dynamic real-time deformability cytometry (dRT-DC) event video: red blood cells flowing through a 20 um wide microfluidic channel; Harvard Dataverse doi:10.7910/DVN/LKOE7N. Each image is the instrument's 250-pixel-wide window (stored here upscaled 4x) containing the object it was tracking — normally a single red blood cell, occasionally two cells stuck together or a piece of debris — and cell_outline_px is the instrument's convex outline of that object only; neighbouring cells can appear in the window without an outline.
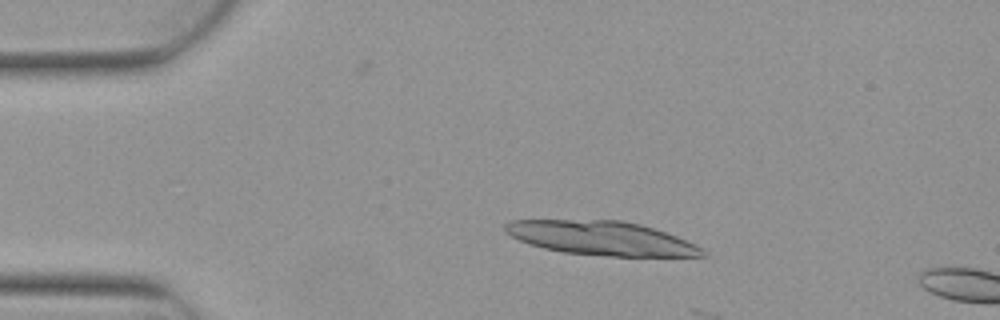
{"species": "Egyptian fruit bat (a non-hibernating species)", "species_latin": "Rousettus aegyptiacus", "temperature_condition": "warm", "stored_images_in_passage": 6, "camera_frame_rate_fps": 3000, "um_per_image_px": 0.085, "animal": {"sex": "female"}, "frame": {"image": 1, "passage_image": 3, "time_ms": 0.667, "image_size_px": [1000, 320], "cell_outline_px": [[708, 256], [608, 256], [564, 252], [544, 248], [528, 244], [504, 232], [504, 224], [512, 220], [620, 220], [640, 224], [676, 236], [696, 244], [704, 248]], "centroid_in_image_um": [51.12, 20.24], "position_along_channel_um": 33.9, "area_um2": 38.96}}